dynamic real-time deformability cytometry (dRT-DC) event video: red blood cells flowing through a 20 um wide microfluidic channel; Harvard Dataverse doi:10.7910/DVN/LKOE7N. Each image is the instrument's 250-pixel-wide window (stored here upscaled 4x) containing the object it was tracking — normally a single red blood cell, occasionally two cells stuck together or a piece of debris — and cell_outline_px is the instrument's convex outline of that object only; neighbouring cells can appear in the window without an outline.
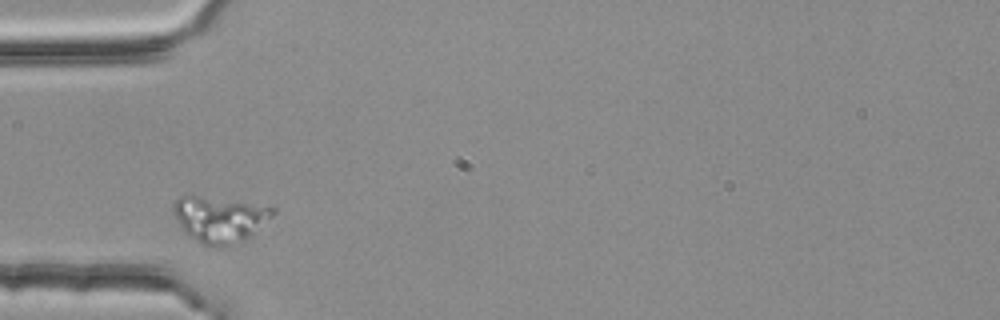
{"species": "common noctule bat (a hibernating species)", "species_latin": "Nyctalus noctula", "temperature_condition": "room temperature", "stored_images_in_passage": 1, "camera_frame_rate_fps": 3000, "um_per_image_px": 0.085, "animal": {"sex": "female", "body_mass_g": 25.1}, "frame": {"image": 1, "passage_image": 1, "time_ms": 0.0, "image_size_px": [1000, 320], "cell_outline_px": [[276, 212], [248, 240], [240, 244], [224, 248], [216, 248], [200, 244], [188, 236], [184, 232], [172, 208], [172, 204], [184, 192], [188, 192], [276, 208]], "centroid_in_image_um": [18.65, 18.64], "position_along_channel_um": 66.4, "area_um2": 27.69}}